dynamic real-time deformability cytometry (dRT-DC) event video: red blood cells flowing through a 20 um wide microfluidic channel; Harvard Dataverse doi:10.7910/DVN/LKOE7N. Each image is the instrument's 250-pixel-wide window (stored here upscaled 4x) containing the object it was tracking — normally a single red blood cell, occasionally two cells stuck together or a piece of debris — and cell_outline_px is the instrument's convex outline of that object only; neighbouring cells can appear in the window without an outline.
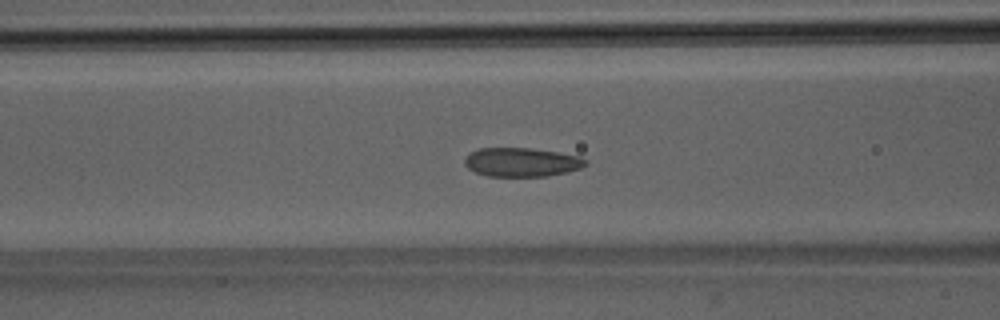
{"species": "Egyptian fruit bat (a non-hibernating species)", "species_latin": "Rousettus aegyptiacus", "temperature_condition": "room temperature", "stored_images_in_passage": 51, "camera_frame_rate_fps": 3000, "um_per_image_px": 0.085, "animal": {"sex": "male"}, "frame": {"image": 1, "passage_image": 21, "time_ms": 6.667, "image_size_px": [1000, 320], "cell_outline_px": [[588, 164], [580, 168], [568, 172], [548, 176], [488, 176], [476, 172], [468, 168], [464, 164], [464, 160], [472, 152], [480, 148], [532, 148], [580, 156], [588, 160]], "centroid_in_image_um": [44.38, 13.79], "position_along_channel_um": 122.2, "area_um2": 20.35}}
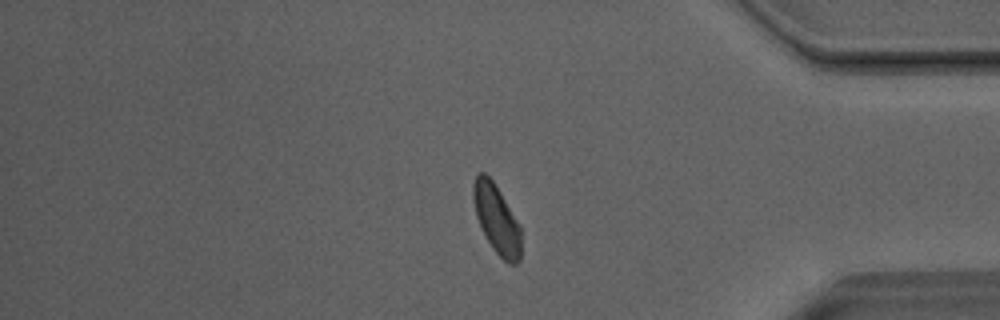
{"frame": {"image": 2, "passage_image": 43, "time_ms": 14.0, "image_size_px": [1000, 320], "cell_outline_px": [[520, 260], [516, 264], [508, 264], [492, 248], [476, 216], [472, 200], [472, 184], [476, 176], [480, 172], [484, 172], [492, 180], [500, 192], [520, 224]], "centroid_in_image_um": [42.2, 18.61], "position_along_channel_um": 393.0, "area_um2": 19.07}}
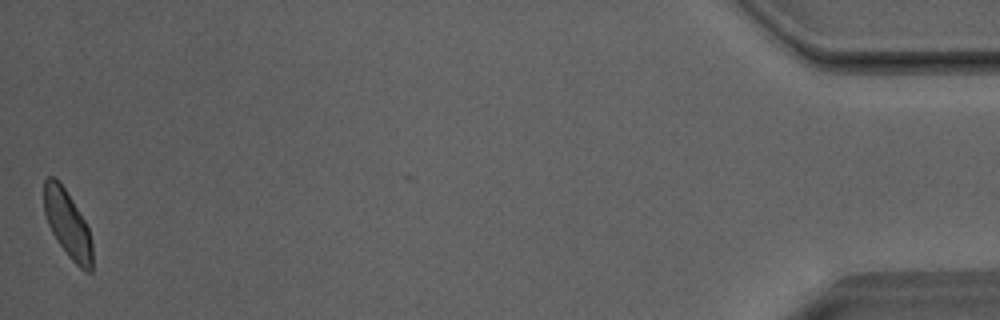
{"frame": {"image": 3, "passage_image": 51, "time_ms": 16.667, "image_size_px": [1000, 320], "cell_outline_px": [[92, 272], [84, 272], [68, 256], [52, 232], [48, 224], [44, 212], [44, 180], [48, 176], [56, 176], [60, 180], [84, 220], [88, 228], [92, 244]], "centroid_in_image_um": [5.74, 19.02], "position_along_channel_um": 429.5, "area_um2": 18.9}, "authors_computed_cell_mechanics": {"area_um2": 20.519, "velocity_mm_per_s": 4.0237, "shape_relaxation_time_tau1_ms": 3.6364, "shape_relaxation_time_tau2_ms": 1.2108, "deformation_change_tau1": 0.0902, "deformation_change_tau2": 0.0535}}